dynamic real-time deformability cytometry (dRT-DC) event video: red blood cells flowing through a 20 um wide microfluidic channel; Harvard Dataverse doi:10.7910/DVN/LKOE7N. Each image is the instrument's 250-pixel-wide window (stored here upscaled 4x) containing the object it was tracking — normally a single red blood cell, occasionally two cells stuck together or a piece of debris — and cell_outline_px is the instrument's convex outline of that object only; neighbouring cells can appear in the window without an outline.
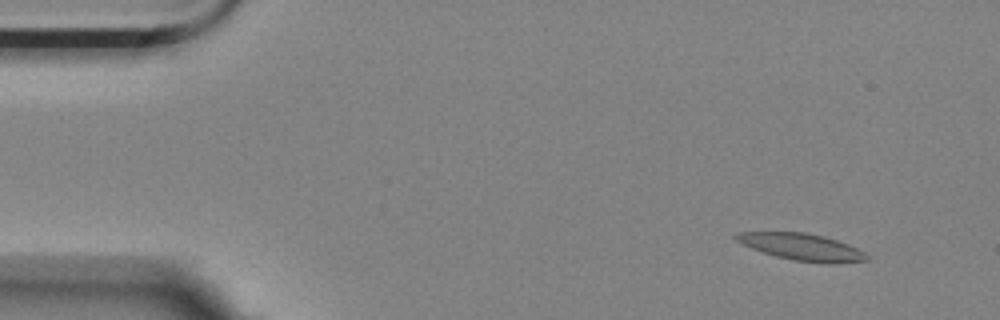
{"species": "Egyptian fruit bat (a non-hibernating species)", "species_latin": "Rousettus aegyptiacus", "temperature_condition": "room temperature", "stored_images_in_passage": 57, "camera_frame_rate_fps": 3000, "um_per_image_px": 0.085, "animal": {"sex": "female"}, "frame": {"image": 1, "passage_image": 4, "time_ms": 1.0, "image_size_px": [1000, 320], "cell_outline_px": [[868, 260], [796, 260], [776, 256], [752, 248], [736, 240], [732, 236], [736, 232], [804, 232], [824, 236], [836, 240], [856, 248], [864, 252], [868, 256]], "centroid_in_image_um": [68.01, 20.91], "position_along_channel_um": 17.0, "area_um2": 19.07}}
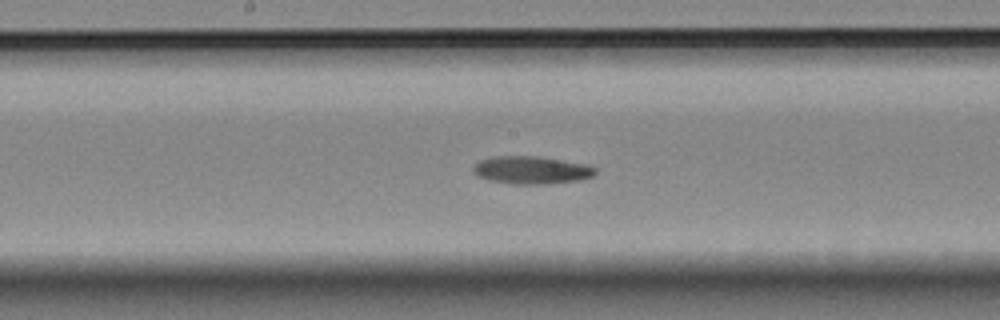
{"frame": {"image": 2, "passage_image": 28, "time_ms": 9.0, "image_size_px": [1000, 320], "cell_outline_px": [[596, 172], [592, 176], [580, 180], [552, 184], [512, 184], [488, 180], [472, 172], [472, 168], [480, 160], [496, 156], [536, 156], [584, 164], [596, 168]], "centroid_in_image_um": [45.16, 14.47], "position_along_channel_um": 203.0, "area_um2": 19.65}}
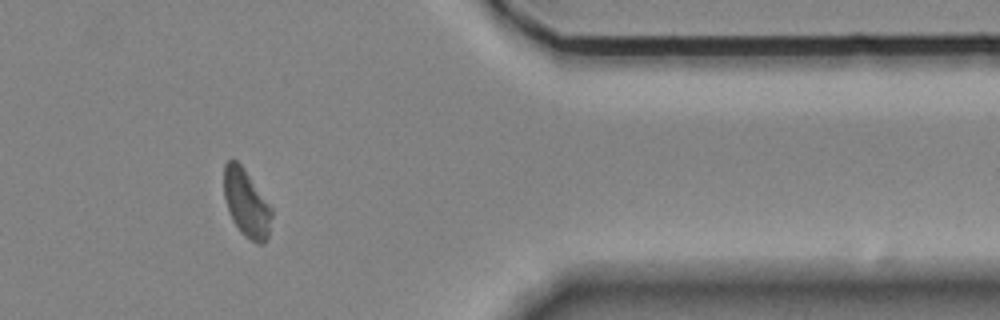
{"frame": {"image": 3, "passage_image": 46, "time_ms": 15.0, "image_size_px": [1000, 320], "cell_outline_px": [[272, 216], [268, 236], [264, 244], [260, 244], [244, 236], [240, 232], [232, 220], [228, 212], [224, 196], [224, 164], [228, 160], [236, 160], [244, 168], [272, 208]], "centroid_in_image_um": [20.93, 17.28], "position_along_channel_um": 390.5, "area_um2": 18.79}}